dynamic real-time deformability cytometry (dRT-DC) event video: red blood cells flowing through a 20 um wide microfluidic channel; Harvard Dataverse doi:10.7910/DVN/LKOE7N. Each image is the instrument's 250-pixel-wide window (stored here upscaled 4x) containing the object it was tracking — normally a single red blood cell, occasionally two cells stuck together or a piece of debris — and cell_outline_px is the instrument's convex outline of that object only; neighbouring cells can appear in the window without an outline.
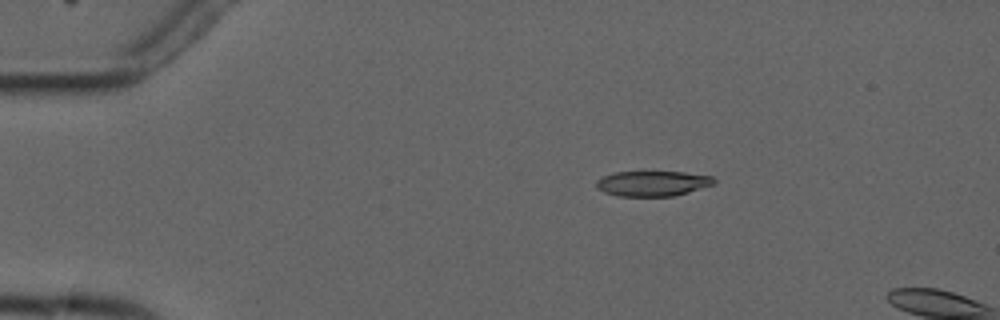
{"species": "common noctule bat (a hibernating species)", "species_latin": "Nyctalus noctula", "temperature_condition": "cold", "stored_images_in_passage": 2, "camera_frame_rate_fps": 3000, "um_per_image_px": 0.085, "animal": {"sex": "male", "forearm_length_mm": 52.5}, "frame": {"image": 1, "passage_image": 1, "time_ms": 0.0, "image_size_px": [1000, 320], "cell_outline_px": [[716, 180], [712, 184], [688, 192], [672, 196], [616, 196], [604, 192], [596, 188], [596, 180], [604, 176], [616, 172], [684, 172], [712, 176]], "centroid_in_image_um": [55.43, 15.59], "position_along_channel_um": 29.6, "area_um2": 17.17}}